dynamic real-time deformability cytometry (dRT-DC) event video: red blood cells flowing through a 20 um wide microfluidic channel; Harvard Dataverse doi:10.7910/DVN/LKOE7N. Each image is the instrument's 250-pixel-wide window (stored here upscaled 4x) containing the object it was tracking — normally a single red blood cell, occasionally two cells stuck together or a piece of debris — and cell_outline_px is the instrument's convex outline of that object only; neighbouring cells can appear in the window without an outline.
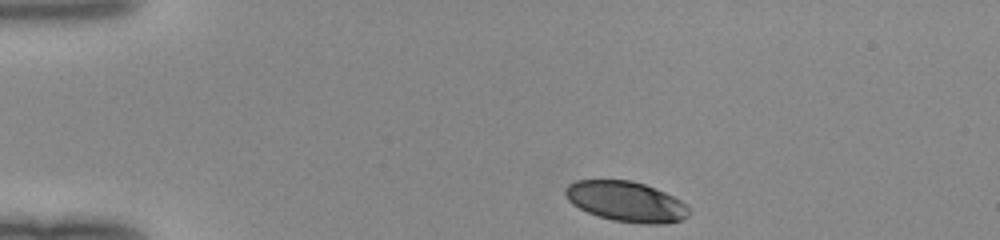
{"species": "human", "species_latin": "Homo sapiens", "temperature_condition": "room temperature", "stored_images_in_passage": 35, "camera_frame_rate_fps": 3000, "um_per_image_px": 0.085, "donor": {"sex": "female"}, "frame": {"image": 1, "passage_image": 1, "time_ms": 0.0, "image_size_px": [1000, 240], "cell_outline_px": [[688, 216], [684, 220], [668, 224], [644, 224], [612, 220], [588, 212], [572, 204], [568, 200], [564, 192], [564, 188], [568, 184], [576, 180], [632, 180], [656, 188], [688, 204]], "centroid_in_image_um": [53.24, 17.13], "position_along_channel_um": 31.8, "area_um2": 29.19}}
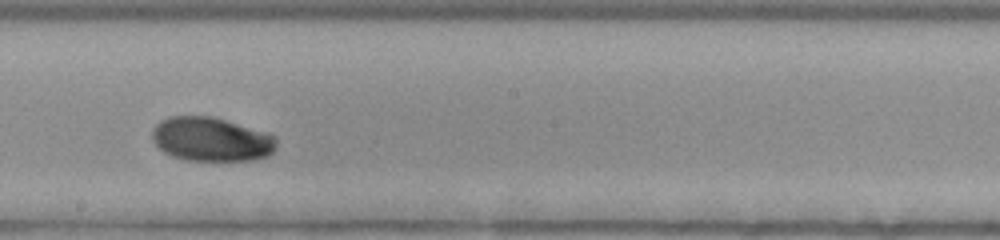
{"frame": {"image": 2, "passage_image": 20, "time_ms": 6.333, "image_size_px": [1000, 240], "cell_outline_px": [[276, 148], [268, 156], [256, 160], [188, 160], [172, 156], [164, 152], [152, 140], [152, 128], [160, 120], [168, 116], [212, 116], [268, 132], [276, 136]], "centroid_in_image_um": [17.97, 11.83], "position_along_channel_um": 230.2, "area_um2": 32.14}}
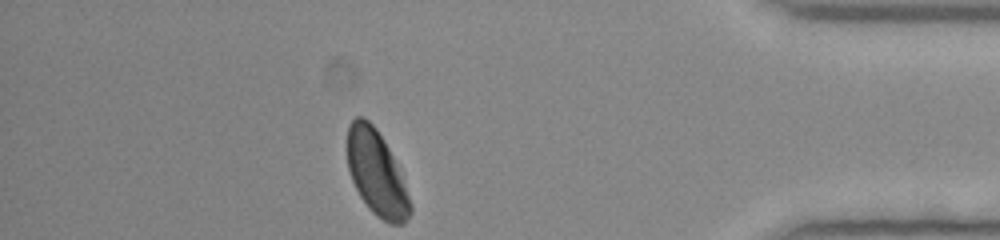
{"frame": {"image": 3, "passage_image": 35, "time_ms": 11.333, "image_size_px": [1000, 240], "cell_outline_px": [[412, 212], [404, 224], [388, 224], [376, 216], [368, 208], [360, 196], [352, 180], [348, 168], [348, 124], [356, 116], [364, 116], [376, 128], [384, 140], [392, 156], [412, 204]], "centroid_in_image_um": [32.0, 14.74], "position_along_channel_um": 403.2, "area_um2": 30.87}}